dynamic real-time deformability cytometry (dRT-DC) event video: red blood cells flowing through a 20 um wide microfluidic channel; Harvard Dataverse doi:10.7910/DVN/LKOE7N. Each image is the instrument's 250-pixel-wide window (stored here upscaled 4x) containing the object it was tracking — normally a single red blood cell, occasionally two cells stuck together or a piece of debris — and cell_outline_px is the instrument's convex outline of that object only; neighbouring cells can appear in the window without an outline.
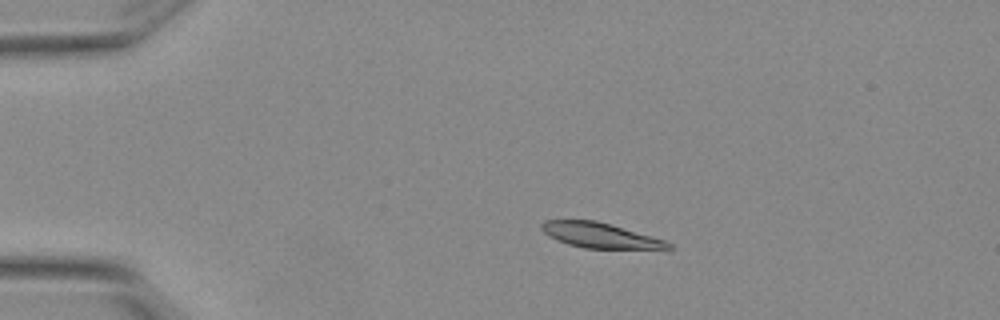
{"species": "Egyptian fruit bat (a non-hibernating species)", "species_latin": "Rousettus aegyptiacus", "temperature_condition": "warm", "stored_images_in_passage": 5, "camera_frame_rate_fps": 3000, "um_per_image_px": 0.085, "animal": {"sex": "female"}, "frame": {"image": 1, "passage_image": 4, "time_ms": 1.0, "image_size_px": [1000, 320], "cell_outline_px": [[672, 248], [584, 248], [568, 244], [556, 240], [548, 236], [540, 228], [540, 224], [544, 220], [596, 220], [652, 236], [664, 240], [672, 244]], "centroid_in_image_um": [50.93, 19.99], "position_along_channel_um": 34.1, "area_um2": 18.32}}